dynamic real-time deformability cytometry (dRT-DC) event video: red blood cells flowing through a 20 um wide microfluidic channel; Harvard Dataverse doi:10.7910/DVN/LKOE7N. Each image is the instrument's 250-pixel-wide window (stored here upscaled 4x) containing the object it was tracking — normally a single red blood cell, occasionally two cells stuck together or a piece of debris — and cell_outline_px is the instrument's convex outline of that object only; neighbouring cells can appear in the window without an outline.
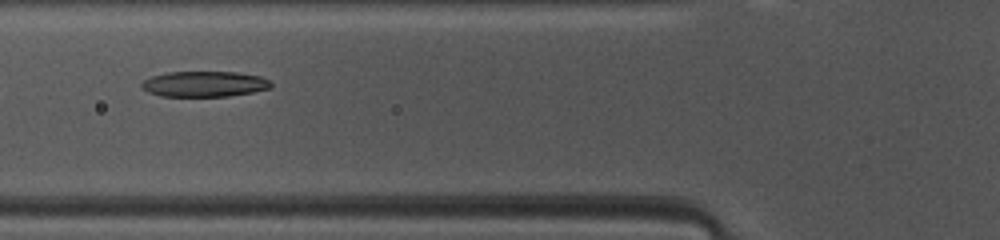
{"species": "common noctule bat (a hibernating species)", "species_latin": "Nyctalus noctula", "temperature_condition": "warm", "stored_images_in_passage": 36, "camera_frame_rate_fps": 3000, "um_per_image_px": 0.085, "animal": {"sex": "female", "body_mass_g": 10.0, "forearm_length_mm": 53.1}, "frame": {"image": 1, "passage_image": 5, "time_ms": 1.333, "image_size_px": [1000, 240], "cell_outline_px": [[272, 88], [252, 92], [228, 96], [160, 96], [148, 92], [140, 88], [140, 84], [144, 80], [152, 76], [168, 72], [236, 72], [260, 76], [268, 80], [272, 84]], "centroid_in_image_um": [17.35, 7.14], "position_along_channel_um": 108.5, "area_um2": 19.31}}
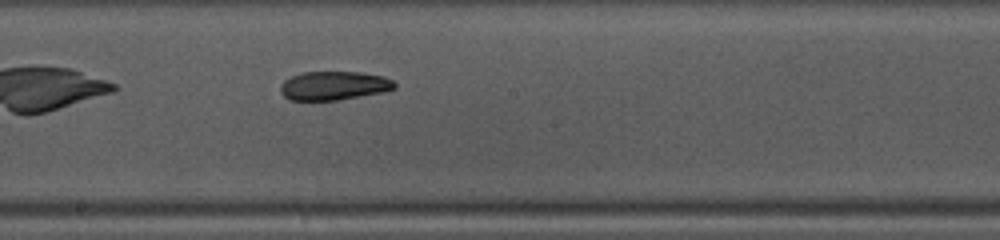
{"frame": {"image": 2, "passage_image": 13, "time_ms": 4.0, "image_size_px": [1000, 240], "cell_outline_px": [[396, 88], [384, 92], [340, 100], [288, 100], [280, 92], [280, 84], [284, 80], [300, 72], [360, 72], [384, 76], [392, 80], [396, 84]], "centroid_in_image_um": [28.38, 7.28], "position_along_channel_um": 219.8, "area_um2": 19.36}}
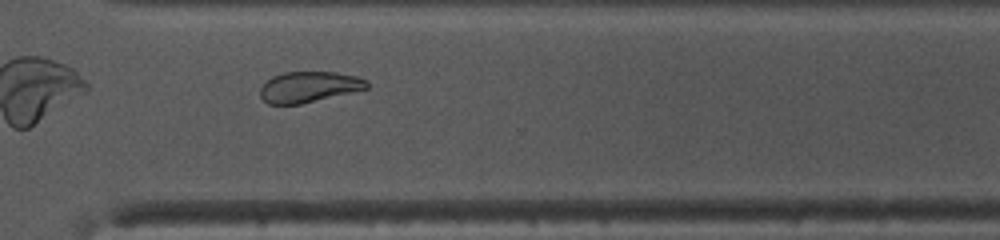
{"frame": {"image": 3, "passage_image": 22, "time_ms": 7.0, "image_size_px": [1000, 240], "cell_outline_px": [[368, 88], [300, 104], [268, 104], [260, 96], [260, 88], [264, 80], [272, 76], [284, 72], [336, 72], [356, 76], [368, 80]], "centroid_in_image_um": [26.22, 7.37], "position_along_channel_um": 344.4, "area_um2": 19.13}, "authors_computed_cell_mechanics": {"area_um2": 19.5364, "velocity_mm_per_s": 4.1659, "shape_relaxation_time_tau1_ms": 6.2349, "shape_relaxation_time_tau2_ms": 1.5472, "deformation_change_tau1": 0.1758, "deformation_change_tau2": 0.081}}